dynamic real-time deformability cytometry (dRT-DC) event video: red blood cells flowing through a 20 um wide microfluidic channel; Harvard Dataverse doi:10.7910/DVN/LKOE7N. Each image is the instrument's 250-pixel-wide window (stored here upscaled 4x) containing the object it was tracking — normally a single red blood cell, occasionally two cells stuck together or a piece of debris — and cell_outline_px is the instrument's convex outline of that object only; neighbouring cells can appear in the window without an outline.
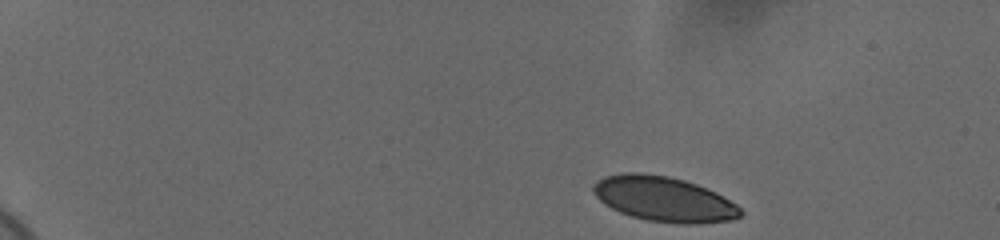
{"species": "human", "species_latin": "Homo sapiens", "temperature_condition": "cold", "stored_images_in_passage": 49, "camera_frame_rate_fps": 3000, "um_per_image_px": 0.085, "donor": {"sex": "female"}, "frame": {"image": 1, "passage_image": 1, "time_ms": 0.0, "image_size_px": [1000, 240], "cell_outline_px": [[744, 212], [740, 216], [732, 220], [700, 224], [680, 224], [648, 220], [632, 216], [620, 212], [604, 204], [596, 196], [592, 188], [592, 184], [604, 176], [624, 172], [640, 172], [668, 176], [684, 180], [696, 184], [716, 192], [736, 204]], "centroid_in_image_um": [56.43, 16.92], "position_along_channel_um": 28.6, "area_um2": 38.73}}
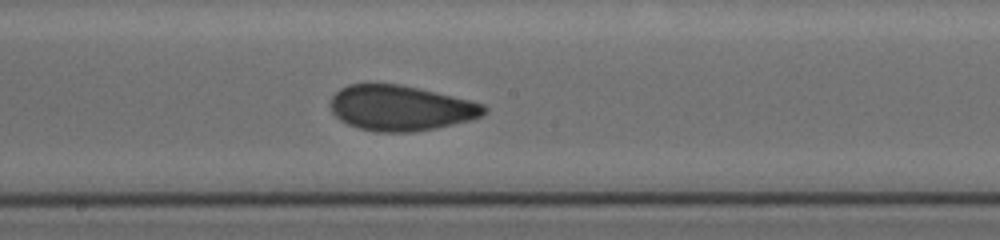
{"frame": {"image": 2, "passage_image": 26, "time_ms": 8.333, "image_size_px": [1000, 240], "cell_outline_px": [[488, 112], [484, 116], [472, 120], [436, 128], [412, 132], [376, 132], [360, 128], [348, 124], [340, 120], [332, 112], [332, 96], [340, 88], [348, 84], [400, 84], [452, 96], [484, 104], [488, 108]], "centroid_in_image_um": [34.09, 9.19], "position_along_channel_um": 214.1, "area_um2": 40.52}}
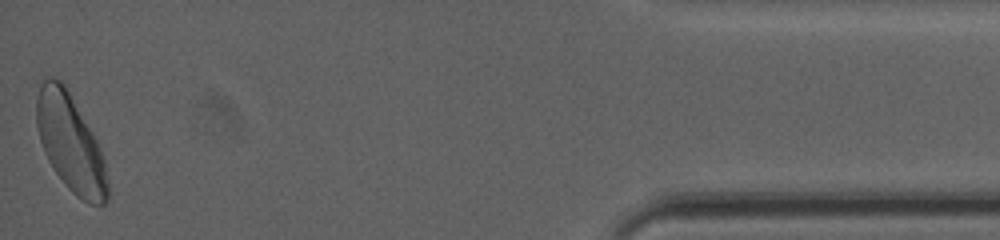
{"frame": {"image": 3, "passage_image": 49, "time_ms": 16.0, "image_size_px": [1000, 240], "cell_outline_px": [[108, 200], [104, 204], [88, 204], [76, 196], [64, 184], [48, 160], [44, 152], [40, 140], [36, 124], [36, 80], [44, 76], [52, 76], [60, 80], [64, 84], [92, 132], [100, 148], [104, 160], [108, 184]], "centroid_in_image_um": [5.94, 12.1], "position_along_channel_um": 429.3, "area_um2": 40.52}, "authors_computed_cell_mechanics": {"area_um2": 39.9398, "velocity_mm_per_s": 3.6705, "shape_relaxation_time_tau1_ms": 5.87, "shape_relaxation_time_tau2_ms": 0.8616, "deformation_change_tau1": 0.1364, "deformation_change_tau2": 0.0547}}